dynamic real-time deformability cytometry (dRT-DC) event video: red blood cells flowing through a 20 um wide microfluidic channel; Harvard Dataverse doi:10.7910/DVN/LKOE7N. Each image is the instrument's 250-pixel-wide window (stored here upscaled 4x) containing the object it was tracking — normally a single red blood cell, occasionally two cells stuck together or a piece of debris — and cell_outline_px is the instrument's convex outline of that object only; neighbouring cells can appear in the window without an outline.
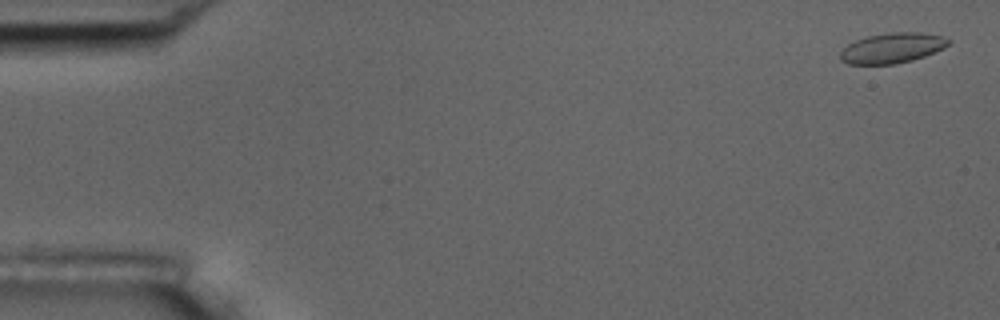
{"species": "common noctule bat (a hibernating species)", "species_latin": "Nyctalus noctula", "temperature_condition": "room temperature", "stored_images_in_passage": 5, "camera_frame_rate_fps": 3000, "um_per_image_px": 0.085, "animal": {"sex": "male", "body_mass_g": 17.5, "forearm_length_mm": 52.3}, "frame": {"image": 1, "passage_image": 1, "time_ms": 0.0, "image_size_px": [1000, 320], "cell_outline_px": [[952, 40], [944, 48], [924, 56], [912, 60], [896, 64], [848, 64], [840, 60], [840, 52], [848, 44], [856, 40], [868, 36], [888, 32], [920, 32], [940, 36]], "centroid_in_image_um": [75.82, 4.08], "position_along_channel_um": 9.2, "area_um2": 19.02}}
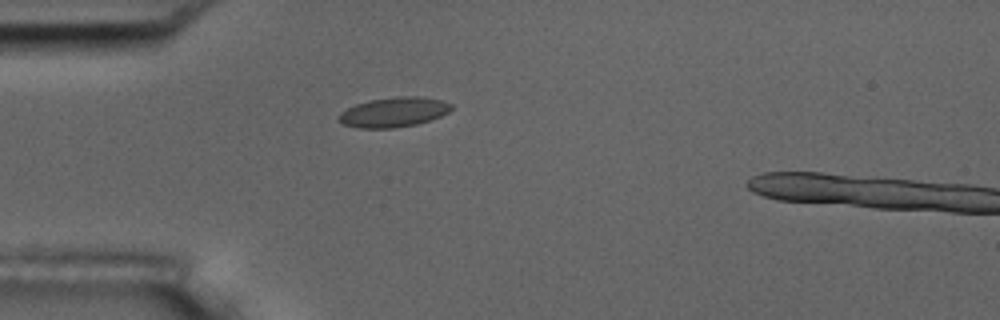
{"frame": {"image": 2, "passage_image": 5, "time_ms": 4.667, "image_size_px": [1000, 320], "cell_outline_px": [[452, 108], [448, 112], [440, 116], [416, 124], [392, 128], [356, 128], [344, 124], [336, 120], [336, 116], [340, 112], [356, 104], [372, 100], [396, 96], [416, 96], [440, 100], [452, 104]], "centroid_in_image_um": [33.41, 9.54], "position_along_channel_um": 51.6, "area_um2": 19.42}}